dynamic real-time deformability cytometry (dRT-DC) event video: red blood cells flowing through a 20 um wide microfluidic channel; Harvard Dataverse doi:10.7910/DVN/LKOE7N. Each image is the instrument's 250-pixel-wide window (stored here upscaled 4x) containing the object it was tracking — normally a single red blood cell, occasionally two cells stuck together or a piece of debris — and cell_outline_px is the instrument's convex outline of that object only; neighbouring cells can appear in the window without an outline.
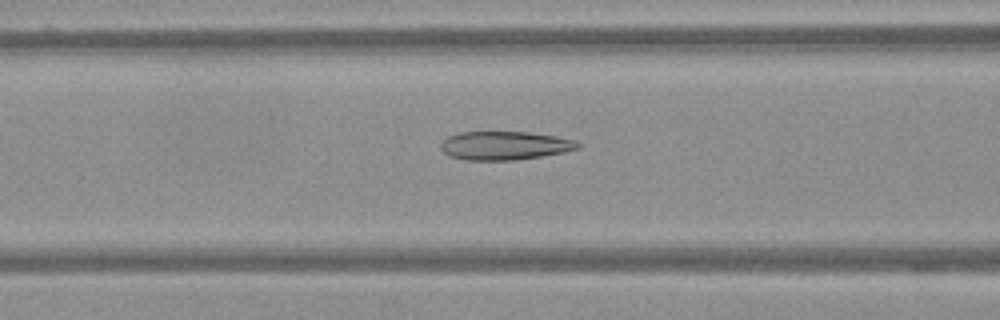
{"species": "Egyptian fruit bat (a non-hibernating species)", "species_latin": "Rousettus aegyptiacus", "temperature_condition": "warm", "stored_images_in_passage": 60, "camera_frame_rate_fps": 3000, "um_per_image_px": 0.085, "frame": {"image": 1, "passage_image": 25, "time_ms": 8.0, "image_size_px": [1000, 320], "cell_outline_px": [[580, 148], [564, 152], [516, 160], [468, 160], [452, 156], [444, 152], [440, 148], [440, 144], [448, 136], [460, 132], [528, 132], [556, 136], [576, 140], [580, 144]], "centroid_in_image_um": [42.92, 12.37], "position_along_channel_um": 123.7, "area_um2": 22.72}}
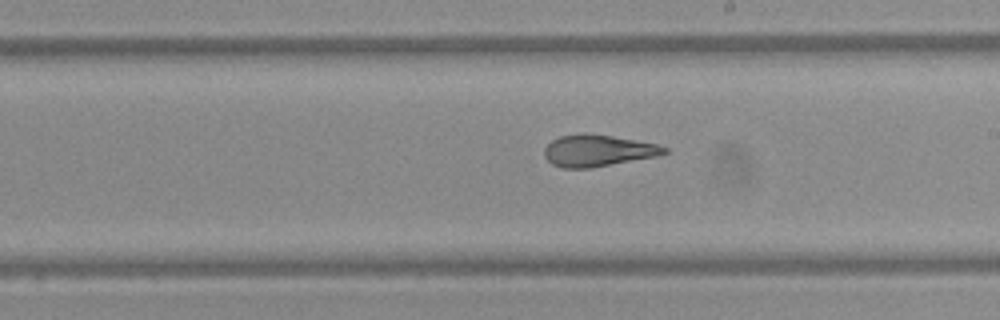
{"frame": {"image": 2, "passage_image": 35, "time_ms": 11.333, "image_size_px": [1000, 320], "cell_outline_px": [[668, 152], [656, 156], [588, 168], [560, 168], [552, 164], [544, 156], [544, 148], [552, 140], [560, 136], [584, 132], [588, 132], [612, 136], [656, 144], [668, 148]], "centroid_in_image_um": [50.77, 12.79], "position_along_channel_um": 238.2, "area_um2": 22.02}}
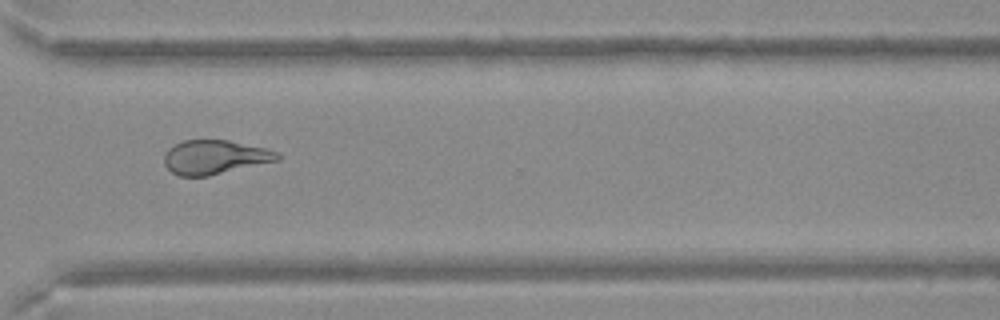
{"frame": {"image": 3, "passage_image": 45, "time_ms": 14.667, "image_size_px": [1000, 320], "cell_outline_px": [[280, 160], [208, 176], [180, 176], [172, 172], [164, 164], [164, 156], [168, 148], [184, 140], [228, 140], [264, 148], [276, 152], [280, 156]], "centroid_in_image_um": [18.24, 13.36], "position_along_channel_um": 352.4, "area_um2": 22.31}}